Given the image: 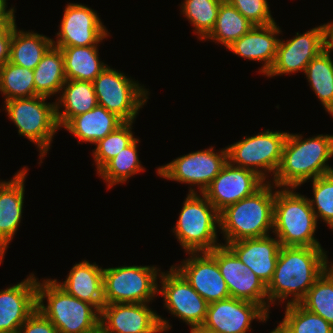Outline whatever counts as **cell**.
<instances>
[{"label":"cell","mask_w":333,"mask_h":333,"mask_svg":"<svg viewBox=\"0 0 333 333\" xmlns=\"http://www.w3.org/2000/svg\"><path fill=\"white\" fill-rule=\"evenodd\" d=\"M219 227V212L208 199L202 193H188L172 231L186 253L209 252L223 244L217 243Z\"/></svg>","instance_id":"6"},{"label":"cell","mask_w":333,"mask_h":333,"mask_svg":"<svg viewBox=\"0 0 333 333\" xmlns=\"http://www.w3.org/2000/svg\"><path fill=\"white\" fill-rule=\"evenodd\" d=\"M7 0H0V20L1 19H15V7L7 9Z\"/></svg>","instance_id":"42"},{"label":"cell","mask_w":333,"mask_h":333,"mask_svg":"<svg viewBox=\"0 0 333 333\" xmlns=\"http://www.w3.org/2000/svg\"><path fill=\"white\" fill-rule=\"evenodd\" d=\"M134 122H124L115 131L96 143L92 151L96 171L98 172L109 160L115 157L124 148L130 145L136 138L132 133Z\"/></svg>","instance_id":"37"},{"label":"cell","mask_w":333,"mask_h":333,"mask_svg":"<svg viewBox=\"0 0 333 333\" xmlns=\"http://www.w3.org/2000/svg\"><path fill=\"white\" fill-rule=\"evenodd\" d=\"M285 316L278 327L284 333H333V326L300 303L285 306Z\"/></svg>","instance_id":"35"},{"label":"cell","mask_w":333,"mask_h":333,"mask_svg":"<svg viewBox=\"0 0 333 333\" xmlns=\"http://www.w3.org/2000/svg\"><path fill=\"white\" fill-rule=\"evenodd\" d=\"M269 314L258 304L233 297L208 304L203 326L220 333H247L251 322H266Z\"/></svg>","instance_id":"18"},{"label":"cell","mask_w":333,"mask_h":333,"mask_svg":"<svg viewBox=\"0 0 333 333\" xmlns=\"http://www.w3.org/2000/svg\"><path fill=\"white\" fill-rule=\"evenodd\" d=\"M274 186V187H273ZM276 186L266 182L251 196L227 206L219 213L225 244L247 238L267 236L273 230Z\"/></svg>","instance_id":"3"},{"label":"cell","mask_w":333,"mask_h":333,"mask_svg":"<svg viewBox=\"0 0 333 333\" xmlns=\"http://www.w3.org/2000/svg\"><path fill=\"white\" fill-rule=\"evenodd\" d=\"M223 0H184L180 4L181 13L194 27L198 39H203L215 26L217 14Z\"/></svg>","instance_id":"36"},{"label":"cell","mask_w":333,"mask_h":333,"mask_svg":"<svg viewBox=\"0 0 333 333\" xmlns=\"http://www.w3.org/2000/svg\"><path fill=\"white\" fill-rule=\"evenodd\" d=\"M16 19L0 20V67L9 61L13 28Z\"/></svg>","instance_id":"41"},{"label":"cell","mask_w":333,"mask_h":333,"mask_svg":"<svg viewBox=\"0 0 333 333\" xmlns=\"http://www.w3.org/2000/svg\"><path fill=\"white\" fill-rule=\"evenodd\" d=\"M91 333H106L101 327Z\"/></svg>","instance_id":"46"},{"label":"cell","mask_w":333,"mask_h":333,"mask_svg":"<svg viewBox=\"0 0 333 333\" xmlns=\"http://www.w3.org/2000/svg\"><path fill=\"white\" fill-rule=\"evenodd\" d=\"M331 53L326 48L321 51L307 65L304 75L325 111L333 117V60Z\"/></svg>","instance_id":"30"},{"label":"cell","mask_w":333,"mask_h":333,"mask_svg":"<svg viewBox=\"0 0 333 333\" xmlns=\"http://www.w3.org/2000/svg\"><path fill=\"white\" fill-rule=\"evenodd\" d=\"M97 105L93 82L66 80L55 100L59 128H63L73 117L86 113Z\"/></svg>","instance_id":"26"},{"label":"cell","mask_w":333,"mask_h":333,"mask_svg":"<svg viewBox=\"0 0 333 333\" xmlns=\"http://www.w3.org/2000/svg\"><path fill=\"white\" fill-rule=\"evenodd\" d=\"M55 47L98 46L110 33L94 9L78 3H68L64 9Z\"/></svg>","instance_id":"15"},{"label":"cell","mask_w":333,"mask_h":333,"mask_svg":"<svg viewBox=\"0 0 333 333\" xmlns=\"http://www.w3.org/2000/svg\"><path fill=\"white\" fill-rule=\"evenodd\" d=\"M269 333H284L278 326Z\"/></svg>","instance_id":"45"},{"label":"cell","mask_w":333,"mask_h":333,"mask_svg":"<svg viewBox=\"0 0 333 333\" xmlns=\"http://www.w3.org/2000/svg\"><path fill=\"white\" fill-rule=\"evenodd\" d=\"M310 181L313 199L308 200L316 219L322 220L333 230V172Z\"/></svg>","instance_id":"38"},{"label":"cell","mask_w":333,"mask_h":333,"mask_svg":"<svg viewBox=\"0 0 333 333\" xmlns=\"http://www.w3.org/2000/svg\"><path fill=\"white\" fill-rule=\"evenodd\" d=\"M253 27L254 25L232 4L223 0L218 10L215 26L203 40H212L228 48Z\"/></svg>","instance_id":"31"},{"label":"cell","mask_w":333,"mask_h":333,"mask_svg":"<svg viewBox=\"0 0 333 333\" xmlns=\"http://www.w3.org/2000/svg\"><path fill=\"white\" fill-rule=\"evenodd\" d=\"M0 92L4 100L35 96L33 70L6 62L0 67Z\"/></svg>","instance_id":"34"},{"label":"cell","mask_w":333,"mask_h":333,"mask_svg":"<svg viewBox=\"0 0 333 333\" xmlns=\"http://www.w3.org/2000/svg\"><path fill=\"white\" fill-rule=\"evenodd\" d=\"M227 246L242 263L247 265L267 286L272 280L281 243L270 235L247 238L228 243Z\"/></svg>","instance_id":"23"},{"label":"cell","mask_w":333,"mask_h":333,"mask_svg":"<svg viewBox=\"0 0 333 333\" xmlns=\"http://www.w3.org/2000/svg\"><path fill=\"white\" fill-rule=\"evenodd\" d=\"M53 46V39L34 31L13 28L9 62L33 70Z\"/></svg>","instance_id":"27"},{"label":"cell","mask_w":333,"mask_h":333,"mask_svg":"<svg viewBox=\"0 0 333 333\" xmlns=\"http://www.w3.org/2000/svg\"><path fill=\"white\" fill-rule=\"evenodd\" d=\"M148 304H104L100 311V327L106 333H162L170 330L169 320L158 315Z\"/></svg>","instance_id":"14"},{"label":"cell","mask_w":333,"mask_h":333,"mask_svg":"<svg viewBox=\"0 0 333 333\" xmlns=\"http://www.w3.org/2000/svg\"><path fill=\"white\" fill-rule=\"evenodd\" d=\"M190 333H220V332L211 330L203 325H200L190 329Z\"/></svg>","instance_id":"44"},{"label":"cell","mask_w":333,"mask_h":333,"mask_svg":"<svg viewBox=\"0 0 333 333\" xmlns=\"http://www.w3.org/2000/svg\"><path fill=\"white\" fill-rule=\"evenodd\" d=\"M156 266H121L103 268L104 304L150 303L158 294Z\"/></svg>","instance_id":"8"},{"label":"cell","mask_w":333,"mask_h":333,"mask_svg":"<svg viewBox=\"0 0 333 333\" xmlns=\"http://www.w3.org/2000/svg\"><path fill=\"white\" fill-rule=\"evenodd\" d=\"M214 147L180 156L166 165L157 168L161 178L190 185L189 193H203L223 166L228 162L226 147L218 150ZM196 186L199 189L196 191Z\"/></svg>","instance_id":"11"},{"label":"cell","mask_w":333,"mask_h":333,"mask_svg":"<svg viewBox=\"0 0 333 333\" xmlns=\"http://www.w3.org/2000/svg\"><path fill=\"white\" fill-rule=\"evenodd\" d=\"M93 85L98 105L115 113L124 122L135 121L150 94L144 85L110 66L93 80Z\"/></svg>","instance_id":"10"},{"label":"cell","mask_w":333,"mask_h":333,"mask_svg":"<svg viewBox=\"0 0 333 333\" xmlns=\"http://www.w3.org/2000/svg\"><path fill=\"white\" fill-rule=\"evenodd\" d=\"M325 27V48L333 51V21L324 23Z\"/></svg>","instance_id":"43"},{"label":"cell","mask_w":333,"mask_h":333,"mask_svg":"<svg viewBox=\"0 0 333 333\" xmlns=\"http://www.w3.org/2000/svg\"><path fill=\"white\" fill-rule=\"evenodd\" d=\"M67 294L94 305L101 311L103 298V268L96 262L81 261L71 268L62 283L53 279Z\"/></svg>","instance_id":"24"},{"label":"cell","mask_w":333,"mask_h":333,"mask_svg":"<svg viewBox=\"0 0 333 333\" xmlns=\"http://www.w3.org/2000/svg\"><path fill=\"white\" fill-rule=\"evenodd\" d=\"M48 97L34 96L31 98H14L4 101V110L8 118L18 128L20 136L37 145L40 151V163L47 155L53 138L60 130L55 102H46Z\"/></svg>","instance_id":"7"},{"label":"cell","mask_w":333,"mask_h":333,"mask_svg":"<svg viewBox=\"0 0 333 333\" xmlns=\"http://www.w3.org/2000/svg\"><path fill=\"white\" fill-rule=\"evenodd\" d=\"M279 34L281 29L276 22L255 25L226 49L241 58L263 62L259 73L265 76L274 64L280 41L277 37Z\"/></svg>","instance_id":"22"},{"label":"cell","mask_w":333,"mask_h":333,"mask_svg":"<svg viewBox=\"0 0 333 333\" xmlns=\"http://www.w3.org/2000/svg\"><path fill=\"white\" fill-rule=\"evenodd\" d=\"M287 135L288 132L267 129L254 136H244L242 140L226 146L228 162L252 170L269 182L270 176L267 175L274 178Z\"/></svg>","instance_id":"9"},{"label":"cell","mask_w":333,"mask_h":333,"mask_svg":"<svg viewBox=\"0 0 333 333\" xmlns=\"http://www.w3.org/2000/svg\"><path fill=\"white\" fill-rule=\"evenodd\" d=\"M189 258L174 267L208 303L230 298L216 259L209 252H188Z\"/></svg>","instance_id":"19"},{"label":"cell","mask_w":333,"mask_h":333,"mask_svg":"<svg viewBox=\"0 0 333 333\" xmlns=\"http://www.w3.org/2000/svg\"><path fill=\"white\" fill-rule=\"evenodd\" d=\"M124 121L115 113L97 105L90 111L73 117L63 128L73 134L81 142L96 144Z\"/></svg>","instance_id":"25"},{"label":"cell","mask_w":333,"mask_h":333,"mask_svg":"<svg viewBox=\"0 0 333 333\" xmlns=\"http://www.w3.org/2000/svg\"><path fill=\"white\" fill-rule=\"evenodd\" d=\"M27 171L23 167L0 186V264L21 223Z\"/></svg>","instance_id":"21"},{"label":"cell","mask_w":333,"mask_h":333,"mask_svg":"<svg viewBox=\"0 0 333 333\" xmlns=\"http://www.w3.org/2000/svg\"><path fill=\"white\" fill-rule=\"evenodd\" d=\"M325 49V27L316 26L294 38L279 41L275 61L265 75L272 78L278 75L303 72L310 61Z\"/></svg>","instance_id":"16"},{"label":"cell","mask_w":333,"mask_h":333,"mask_svg":"<svg viewBox=\"0 0 333 333\" xmlns=\"http://www.w3.org/2000/svg\"><path fill=\"white\" fill-rule=\"evenodd\" d=\"M273 231L281 246L322 247L315 232L317 219L308 197L295 187L275 188Z\"/></svg>","instance_id":"4"},{"label":"cell","mask_w":333,"mask_h":333,"mask_svg":"<svg viewBox=\"0 0 333 333\" xmlns=\"http://www.w3.org/2000/svg\"><path fill=\"white\" fill-rule=\"evenodd\" d=\"M35 96H45L48 99L59 95L66 82L64 57L62 50L52 46L33 69Z\"/></svg>","instance_id":"28"},{"label":"cell","mask_w":333,"mask_h":333,"mask_svg":"<svg viewBox=\"0 0 333 333\" xmlns=\"http://www.w3.org/2000/svg\"><path fill=\"white\" fill-rule=\"evenodd\" d=\"M332 157L333 135L319 134L303 139L302 134L288 133L280 165L270 182L277 188H298L309 179L333 172L328 164Z\"/></svg>","instance_id":"2"},{"label":"cell","mask_w":333,"mask_h":333,"mask_svg":"<svg viewBox=\"0 0 333 333\" xmlns=\"http://www.w3.org/2000/svg\"><path fill=\"white\" fill-rule=\"evenodd\" d=\"M265 183L254 171L227 162L202 194L220 213L227 206L251 196Z\"/></svg>","instance_id":"17"},{"label":"cell","mask_w":333,"mask_h":333,"mask_svg":"<svg viewBox=\"0 0 333 333\" xmlns=\"http://www.w3.org/2000/svg\"><path fill=\"white\" fill-rule=\"evenodd\" d=\"M139 141V138H136L97 172L103 181L105 180L108 189L116 184H123L131 176L145 171L137 151Z\"/></svg>","instance_id":"32"},{"label":"cell","mask_w":333,"mask_h":333,"mask_svg":"<svg viewBox=\"0 0 333 333\" xmlns=\"http://www.w3.org/2000/svg\"><path fill=\"white\" fill-rule=\"evenodd\" d=\"M62 50L66 80H93L108 66L100 61L97 46L57 47Z\"/></svg>","instance_id":"29"},{"label":"cell","mask_w":333,"mask_h":333,"mask_svg":"<svg viewBox=\"0 0 333 333\" xmlns=\"http://www.w3.org/2000/svg\"><path fill=\"white\" fill-rule=\"evenodd\" d=\"M38 278L31 273L24 281L0 290V333H18L36 310Z\"/></svg>","instance_id":"20"},{"label":"cell","mask_w":333,"mask_h":333,"mask_svg":"<svg viewBox=\"0 0 333 333\" xmlns=\"http://www.w3.org/2000/svg\"><path fill=\"white\" fill-rule=\"evenodd\" d=\"M41 282L38 278L36 308L59 333H91L100 327V311L94 305L67 294L53 279Z\"/></svg>","instance_id":"5"},{"label":"cell","mask_w":333,"mask_h":333,"mask_svg":"<svg viewBox=\"0 0 333 333\" xmlns=\"http://www.w3.org/2000/svg\"><path fill=\"white\" fill-rule=\"evenodd\" d=\"M18 333H59L57 328L37 308L21 325Z\"/></svg>","instance_id":"40"},{"label":"cell","mask_w":333,"mask_h":333,"mask_svg":"<svg viewBox=\"0 0 333 333\" xmlns=\"http://www.w3.org/2000/svg\"><path fill=\"white\" fill-rule=\"evenodd\" d=\"M246 19L255 25H268L275 20L271 15V10L267 0H227Z\"/></svg>","instance_id":"39"},{"label":"cell","mask_w":333,"mask_h":333,"mask_svg":"<svg viewBox=\"0 0 333 333\" xmlns=\"http://www.w3.org/2000/svg\"><path fill=\"white\" fill-rule=\"evenodd\" d=\"M326 253L323 247L281 246L272 280L267 285L269 305L281 304L287 298L291 299L285 305L300 303L331 265Z\"/></svg>","instance_id":"1"},{"label":"cell","mask_w":333,"mask_h":333,"mask_svg":"<svg viewBox=\"0 0 333 333\" xmlns=\"http://www.w3.org/2000/svg\"><path fill=\"white\" fill-rule=\"evenodd\" d=\"M158 294L163 296L164 306L173 317H178L192 328L203 325L207 315L208 302L189 284L172 265L161 272ZM161 286V287H160Z\"/></svg>","instance_id":"12"},{"label":"cell","mask_w":333,"mask_h":333,"mask_svg":"<svg viewBox=\"0 0 333 333\" xmlns=\"http://www.w3.org/2000/svg\"><path fill=\"white\" fill-rule=\"evenodd\" d=\"M300 304L333 326V263L315 281Z\"/></svg>","instance_id":"33"},{"label":"cell","mask_w":333,"mask_h":333,"mask_svg":"<svg viewBox=\"0 0 333 333\" xmlns=\"http://www.w3.org/2000/svg\"><path fill=\"white\" fill-rule=\"evenodd\" d=\"M209 253L216 259L230 297L254 302L269 314L270 305L264 282L224 243Z\"/></svg>","instance_id":"13"}]
</instances>
